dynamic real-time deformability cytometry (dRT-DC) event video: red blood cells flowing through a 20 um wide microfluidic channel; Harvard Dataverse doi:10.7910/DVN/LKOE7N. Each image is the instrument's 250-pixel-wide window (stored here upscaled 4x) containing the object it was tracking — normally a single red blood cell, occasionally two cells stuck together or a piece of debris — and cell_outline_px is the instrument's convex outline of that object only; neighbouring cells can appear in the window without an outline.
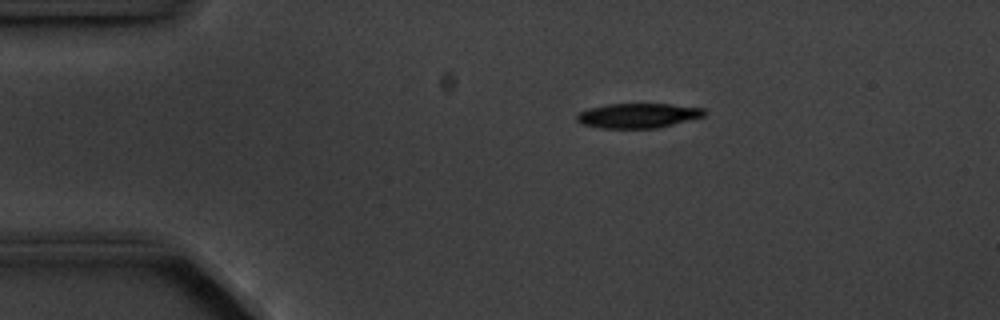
{"species": "common noctule bat (a hibernating species)", "species_latin": "Nyctalus noctula", "temperature_condition": "cold", "stored_images_in_passage": 5, "camera_frame_rate_fps": 3000, "um_per_image_px": 0.085, "animal": {"sex": "male", "body_mass_g": 20.1, "forearm_length_mm": 53.5}, "frame": {"image": 1, "passage_image": 1, "time_ms": 0.0, "image_size_px": [1000, 320], "cell_outline_px": [[708, 112], [704, 116], [656, 128], [600, 128], [580, 124], [576, 120], [576, 116], [580, 112], [588, 108], [608, 104], [672, 104], [704, 108]], "centroid_in_image_um": [54.21, 9.82], "position_along_channel_um": 30.8, "area_um2": 18.38}}
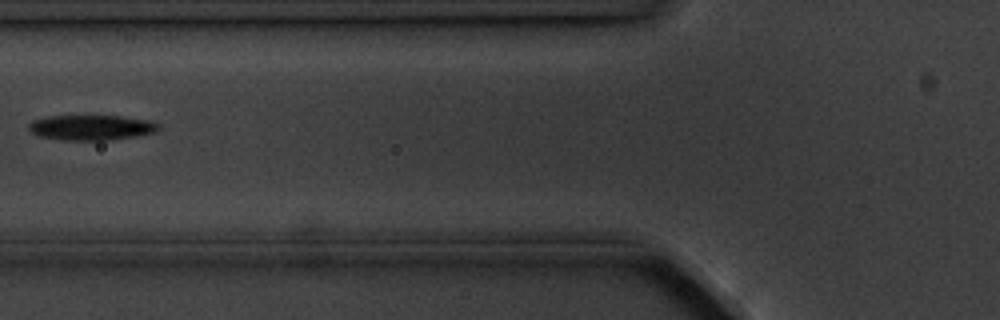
{"frame": {"image": 2, "passage_image": 4, "time_ms": 3.667, "image_size_px": [1000, 320], "cell_outline_px": [[160, 128], [156, 132], [136, 136], [112, 140], [60, 140], [36, 136], [28, 132], [28, 124], [32, 120], [48, 116], [120, 116], [152, 120], [160, 124]], "centroid_in_image_um": [7.74, 10.84], "position_along_channel_um": 118.1, "area_um2": 19.48}}
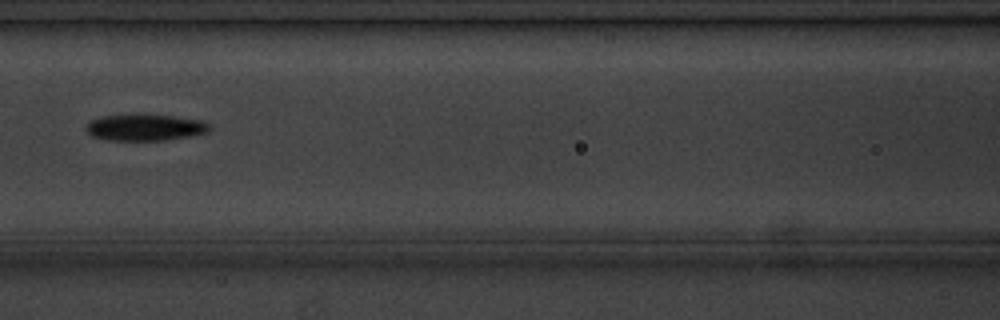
{"frame": {"image": 3, "passage_image": 5, "time_ms": 4.667, "image_size_px": [1000, 320], "cell_outline_px": [[212, 128], [208, 132], [168, 140], [108, 140], [92, 136], [84, 128], [88, 120], [104, 116], [136, 112], [172, 116], [200, 120], [208, 124]], "centroid_in_image_um": [12.27, 10.8], "position_along_channel_um": 154.3, "area_um2": 19.54}}